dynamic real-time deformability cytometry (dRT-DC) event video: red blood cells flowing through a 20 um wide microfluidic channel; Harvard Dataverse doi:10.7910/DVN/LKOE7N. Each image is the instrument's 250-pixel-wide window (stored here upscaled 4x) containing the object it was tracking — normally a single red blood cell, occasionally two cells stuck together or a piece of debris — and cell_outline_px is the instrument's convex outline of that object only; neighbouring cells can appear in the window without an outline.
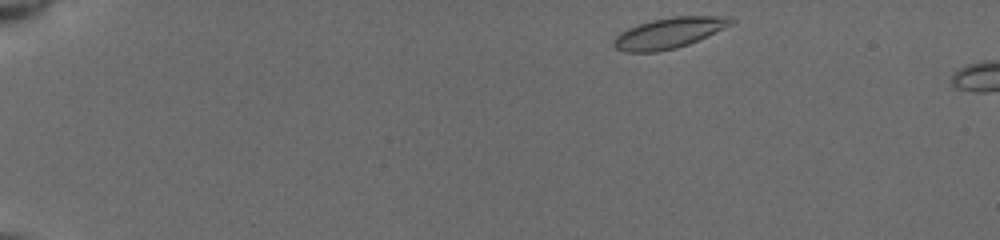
{"species": "common noctule bat (a hibernating species)", "species_latin": "Nyctalus noctula", "temperature_condition": "cold", "stored_images_in_passage": 7, "camera_frame_rate_fps": 3000, "um_per_image_px": 0.085, "animal": {"sex": "female", "body_mass_g": 19.5, "forearm_length_mm": 54.1}, "frame": {"image": 1, "passage_image": 2, "time_ms": 0.333, "image_size_px": [1000, 240], "cell_outline_px": [[736, 24], [688, 44], [676, 48], [656, 52], [624, 52], [616, 48], [612, 44], [612, 40], [620, 32], [628, 28], [652, 20], [676, 16], [732, 16], [736, 20]], "centroid_in_image_um": [56.92, 2.79], "position_along_channel_um": 28.1, "area_um2": 21.15}}